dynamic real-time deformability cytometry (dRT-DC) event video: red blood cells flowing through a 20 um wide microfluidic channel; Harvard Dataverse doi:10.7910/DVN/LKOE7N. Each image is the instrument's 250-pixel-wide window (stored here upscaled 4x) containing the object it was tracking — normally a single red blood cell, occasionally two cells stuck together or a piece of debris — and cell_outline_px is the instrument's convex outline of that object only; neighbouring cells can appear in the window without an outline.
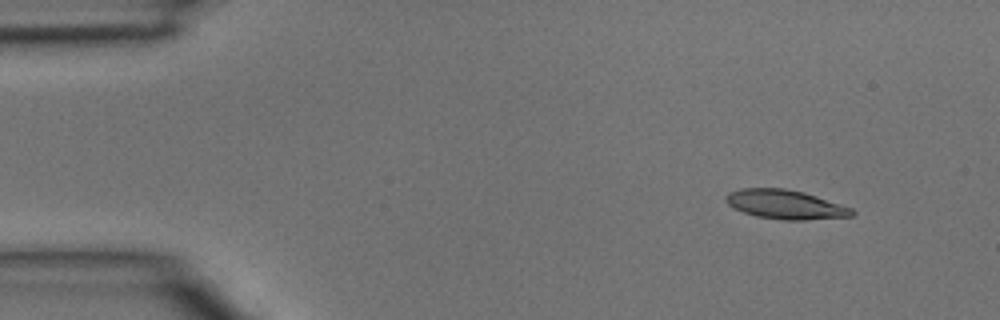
{"species": "common noctule bat (a hibernating species)", "species_latin": "Nyctalus noctula", "temperature_condition": "room temperature", "stored_images_in_passage": 4, "segment_of_instrument_passage": [1, 2], "camera_frame_rate_fps": 3000, "um_per_image_px": 0.085, "animal": {"sex": "male", "body_mass_g": 15.6}, "frame": {"image": 1, "passage_image": 1, "time_ms": 0.0, "image_size_px": [1000, 320], "cell_outline_px": [[856, 212], [852, 216], [804, 220], [784, 220], [756, 216], [744, 212], [728, 204], [724, 200], [724, 196], [728, 192], [740, 188], [784, 188], [804, 192], [852, 208]], "centroid_in_image_um": [66.73, 17.37], "position_along_channel_um": 18.3, "area_um2": 21.39}}
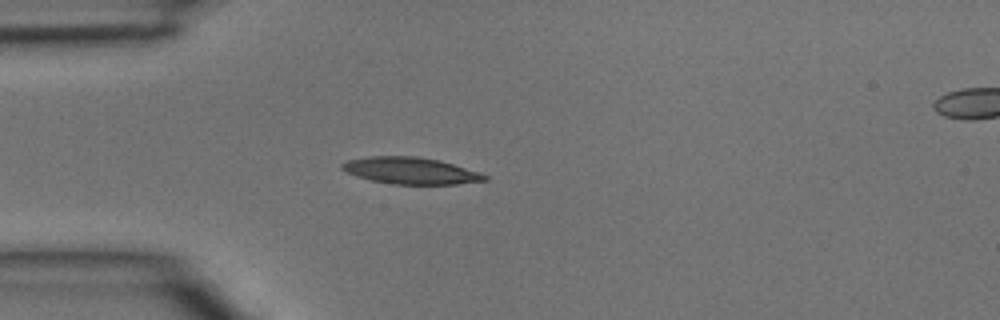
{"frame": {"image": 2, "passage_image": 3, "time_ms": 0.667, "image_size_px": [1000, 320], "cell_outline_px": [[488, 180], [456, 184], [392, 184], [372, 180], [356, 176], [340, 168], [340, 164], [348, 160], [368, 156], [416, 156], [436, 160], [452, 164], [480, 172], [488, 176]], "centroid_in_image_um": [34.89, 14.51], "position_along_channel_um": 50.1, "area_um2": 22.02}}